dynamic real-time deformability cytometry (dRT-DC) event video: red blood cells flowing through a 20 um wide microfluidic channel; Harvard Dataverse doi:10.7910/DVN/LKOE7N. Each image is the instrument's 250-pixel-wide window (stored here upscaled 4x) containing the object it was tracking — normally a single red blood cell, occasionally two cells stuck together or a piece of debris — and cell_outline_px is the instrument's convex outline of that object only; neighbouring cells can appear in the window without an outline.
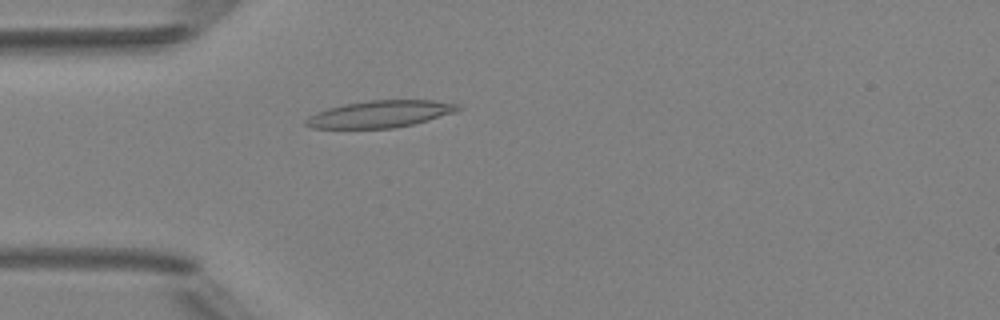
{"species": "Egyptian fruit bat (a non-hibernating species)", "species_latin": "Rousettus aegyptiacus", "temperature_condition": "room temperature", "stored_images_in_passage": 49, "camera_frame_rate_fps": 3000, "um_per_image_px": 0.085, "animal": {"sex": "female"}, "frame": {"image": 1, "passage_image": 14, "time_ms": 4.333, "image_size_px": [1000, 320], "cell_outline_px": [[464, 108], [456, 112], [428, 120], [412, 124], [392, 128], [312, 128], [304, 124], [304, 120], [308, 116], [316, 112], [328, 108], [344, 104], [368, 100], [432, 100], [460, 104]], "centroid_in_image_um": [32.32, 9.68], "position_along_channel_um": 52.7, "area_um2": 23.99}}
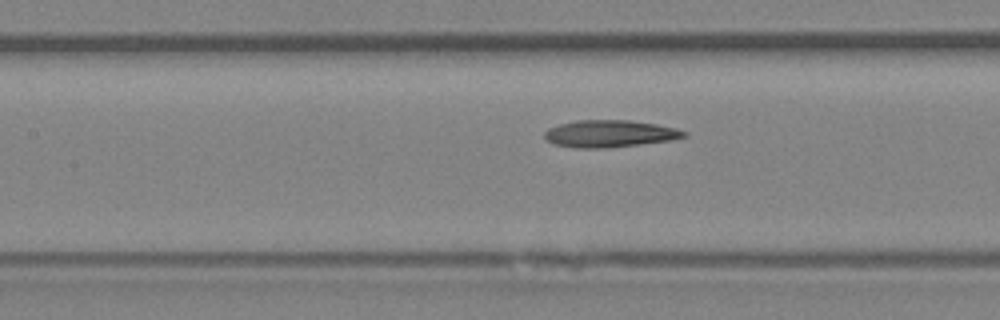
{"frame": {"image": 2, "passage_image": 22, "time_ms": 7.0, "image_size_px": [1000, 320], "cell_outline_px": [[688, 136], [672, 140], [608, 148], [576, 148], [552, 144], [544, 136], [544, 132], [548, 128], [560, 124], [576, 120], [628, 120], [656, 124], [676, 128], [688, 132]], "centroid_in_image_um": [51.83, 11.36], "position_along_channel_um": 155.6, "area_um2": 22.14}}
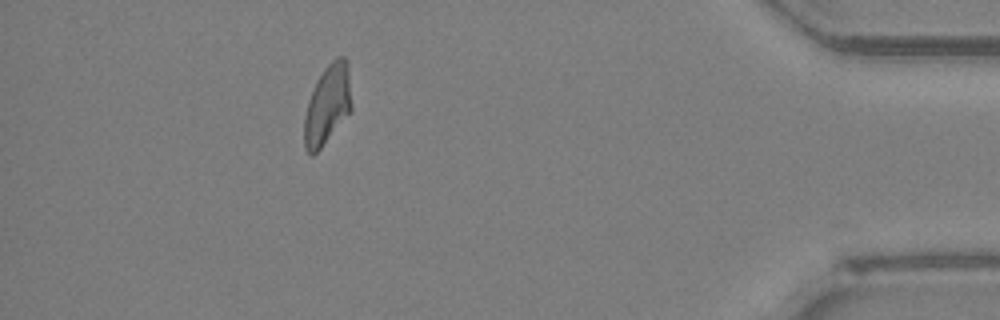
{"frame": {"image": 3, "passage_image": 44, "time_ms": 14.333, "image_size_px": [1000, 320], "cell_outline_px": [[352, 108], [320, 148], [312, 156], [304, 148], [304, 116], [308, 100], [324, 68], [336, 56], [344, 56], [348, 60], [352, 104]], "centroid_in_image_um": [27.84, 8.85], "position_along_channel_um": 407.4, "area_um2": 21.68}, "authors_computed_cell_mechanics": {"area_um2": 21.964, "velocity_mm_per_s": 4.1628, "shape_relaxation_time_tau1_ms": null, "shape_relaxation_time_tau2_ms": 4.4033, "deformation_change_tau1": null, "deformation_change_tau2": 0.144}}